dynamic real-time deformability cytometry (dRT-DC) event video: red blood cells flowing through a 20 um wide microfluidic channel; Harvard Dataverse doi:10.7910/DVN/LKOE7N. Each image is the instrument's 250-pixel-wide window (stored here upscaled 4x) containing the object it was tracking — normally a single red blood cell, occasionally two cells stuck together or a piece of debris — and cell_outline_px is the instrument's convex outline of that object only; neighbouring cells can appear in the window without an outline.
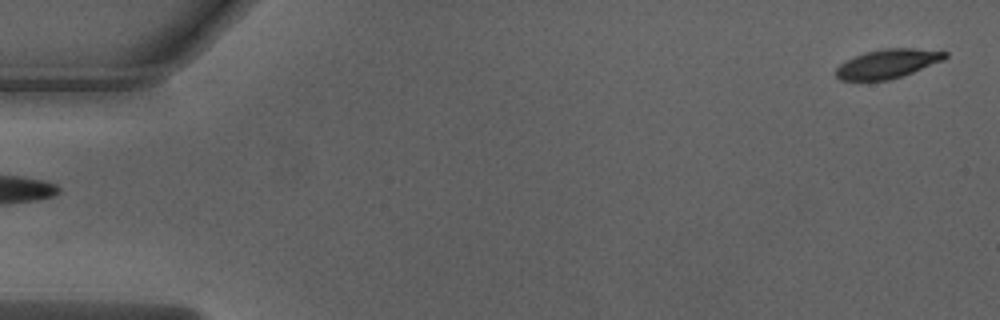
{"species": "Egyptian fruit bat (a non-hibernating species)", "species_latin": "Rousettus aegyptiacus", "temperature_condition": "warm", "stored_images_in_passage": 51, "camera_frame_rate_fps": 3000, "um_per_image_px": 0.085, "animal": {"sex": "male"}, "frame": {"image": 1, "passage_image": 1, "time_ms": 0.0, "image_size_px": [1000, 320], "cell_outline_px": [[948, 56], [944, 60], [904, 76], [888, 80], [840, 80], [836, 76], [836, 68], [840, 64], [864, 52], [884, 48], [916, 48], [948, 52]], "centroid_in_image_um": [75.49, 5.41], "position_along_channel_um": 9.5, "area_um2": 18.5}}
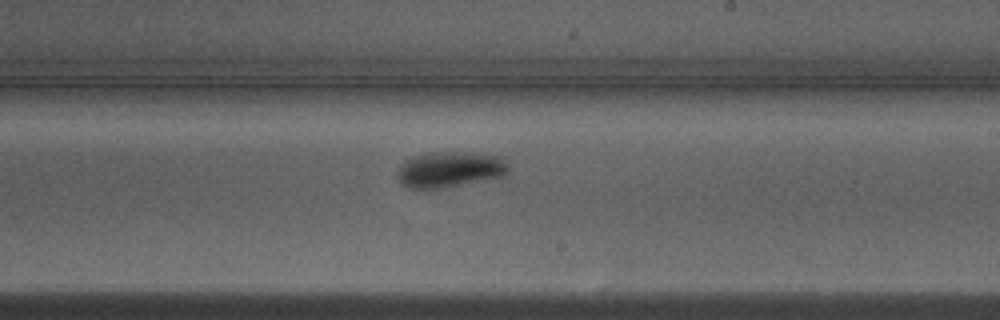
{"frame": {"image": 2, "passage_image": 30, "time_ms": 9.667, "image_size_px": [1000, 320], "cell_outline_px": [[508, 172], [504, 176], [436, 188], [408, 188], [400, 184], [396, 176], [396, 172], [400, 164], [404, 160], [412, 156], [424, 152], [484, 152], [504, 156], [508, 164]], "centroid_in_image_um": [38.22, 14.35], "position_along_channel_um": 250.8, "area_um2": 23.64}}
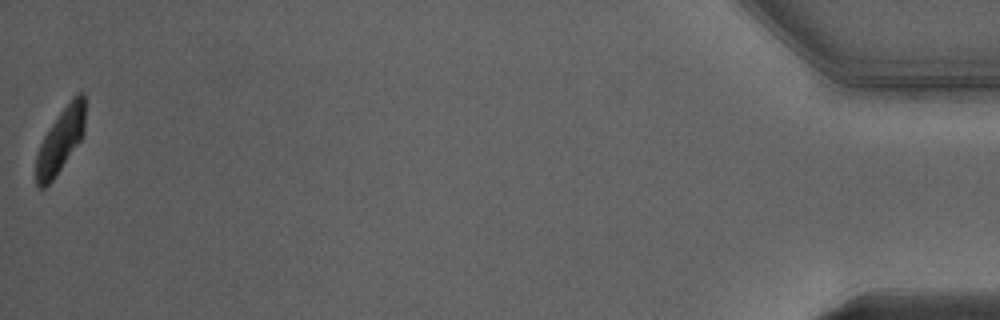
{"frame": {"image": 3, "passage_image": 51, "time_ms": 16.667, "image_size_px": [1000, 320], "cell_outline_px": [[84, 132], [80, 140], [52, 180], [44, 188], [40, 188], [36, 184], [36, 156], [40, 144], [44, 136], [60, 112], [72, 96], [76, 92], [84, 92]], "centroid_in_image_um": [5.14, 11.9], "position_along_channel_um": 430.1, "area_um2": 17.98}, "authors_computed_cell_mechanics": {"area_um2": 20.6924, "velocity_mm_per_s": 3.9924, "shape_relaxation_time_tau1_ms": 2.9927, "shape_relaxation_time_tau2_ms": null, "deformation_change_tau1": 0.1489, "deformation_change_tau2": null}}